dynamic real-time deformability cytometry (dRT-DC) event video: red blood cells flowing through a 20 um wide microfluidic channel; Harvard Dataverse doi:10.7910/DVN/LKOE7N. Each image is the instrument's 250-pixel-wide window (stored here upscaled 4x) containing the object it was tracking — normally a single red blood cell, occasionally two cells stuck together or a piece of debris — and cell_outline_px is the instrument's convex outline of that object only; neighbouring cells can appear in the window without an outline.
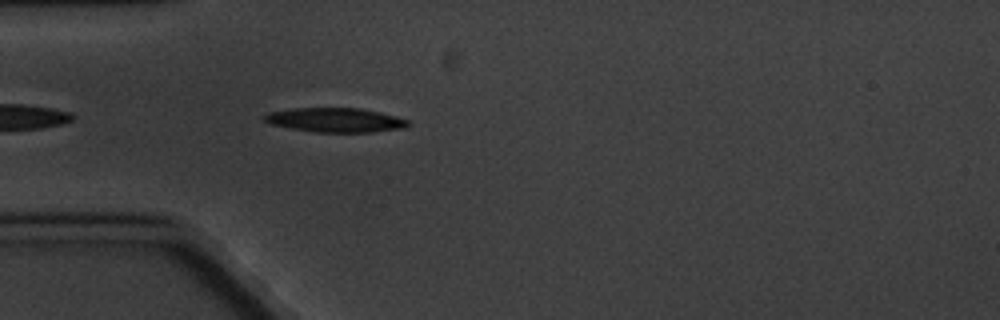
{"species": "common noctule bat (a hibernating species)", "species_latin": "Nyctalus noctula", "temperature_condition": "cold", "stored_images_in_passage": 4, "camera_frame_rate_fps": 3000, "um_per_image_px": 0.085, "animal": {"sex": "male", "body_mass_g": 20.1, "forearm_length_mm": 53.5}, "frame": {"image": 1, "passage_image": 4, "time_ms": 3.667, "image_size_px": [1000, 320], "cell_outline_px": [[412, 124], [404, 128], [372, 132], [316, 132], [292, 128], [272, 124], [264, 120], [260, 116], [268, 112], [292, 108], [360, 108], [380, 112], [396, 116], [408, 120]], "centroid_in_image_um": [28.51, 10.19], "position_along_channel_um": 56.5, "area_um2": 20.4}}